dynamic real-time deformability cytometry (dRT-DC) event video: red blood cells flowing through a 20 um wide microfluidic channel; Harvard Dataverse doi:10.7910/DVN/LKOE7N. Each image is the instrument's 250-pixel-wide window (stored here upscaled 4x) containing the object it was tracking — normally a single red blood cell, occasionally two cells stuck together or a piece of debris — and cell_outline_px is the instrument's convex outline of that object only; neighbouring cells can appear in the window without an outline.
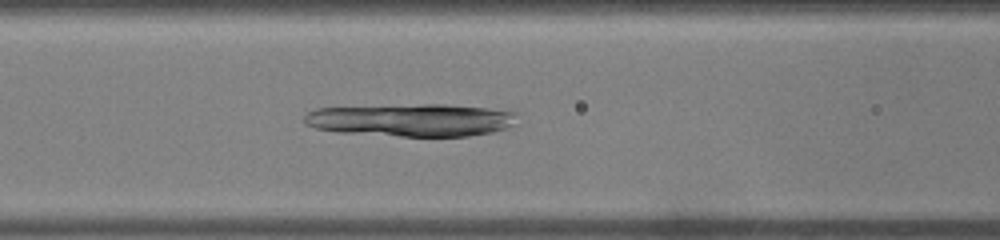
{"species": "common noctule bat (a hibernating species)", "species_latin": "Nyctalus noctula", "temperature_condition": "warm", "stored_images_in_passage": 49, "camera_frame_rate_fps": 3000, "um_per_image_px": 0.085, "animal": {"sex": "male", "body_mass_g": 19.0, "forearm_length_mm": 50.8}, "frame": {"image": 1, "passage_image": 21, "time_ms": 6.667, "image_size_px": [1000, 240], "cell_outline_px": [[516, 112], [512, 124], [504, 128], [492, 132], [468, 136], [400, 136], [340, 132], [316, 128], [304, 124], [304, 116], [308, 112], [316, 108], [420, 104], [444, 104], [488, 108]], "centroid_in_image_um": [34.92, 10.19], "position_along_channel_um": 131.7, "area_um2": 40.29}}